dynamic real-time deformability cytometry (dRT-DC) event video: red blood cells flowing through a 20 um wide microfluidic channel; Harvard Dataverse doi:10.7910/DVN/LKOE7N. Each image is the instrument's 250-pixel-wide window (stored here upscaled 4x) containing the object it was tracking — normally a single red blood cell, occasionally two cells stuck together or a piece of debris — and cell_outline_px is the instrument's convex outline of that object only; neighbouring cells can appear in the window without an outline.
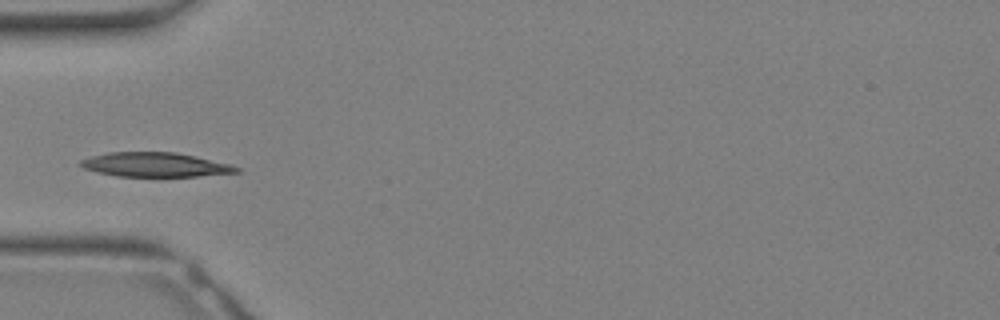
{"species": "Egyptian fruit bat (a non-hibernating species)", "species_latin": "Rousettus aegyptiacus", "temperature_condition": "warm", "stored_images_in_passage": 30, "camera_frame_rate_fps": 3000, "um_per_image_px": 0.085, "animal": {"sex": "female"}, "frame": {"image": 1, "passage_image": 8, "time_ms": 2.333, "image_size_px": [1000, 320], "cell_outline_px": [[240, 172], [196, 176], [116, 176], [96, 172], [84, 168], [80, 164], [80, 160], [92, 156], [108, 152], [176, 152], [232, 164], [240, 168]], "centroid_in_image_um": [13.2, 13.99], "position_along_channel_um": 71.8, "area_um2": 22.02}}
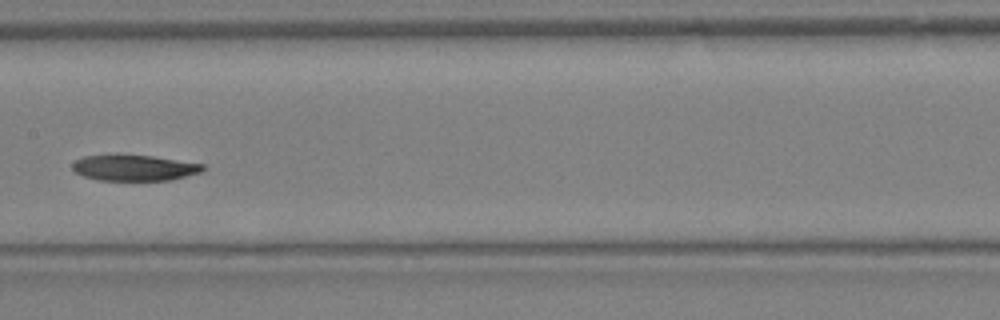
{"frame": {"image": 2, "passage_image": 14, "time_ms": 4.333, "image_size_px": [1000, 320], "cell_outline_px": [[204, 168], [200, 172], [168, 180], [96, 180], [84, 176], [76, 172], [72, 168], [72, 164], [76, 160], [84, 156], [152, 156], [204, 164]], "centroid_in_image_um": [11.4, 14.28], "position_along_channel_um": 196.0, "area_um2": 19.07}}
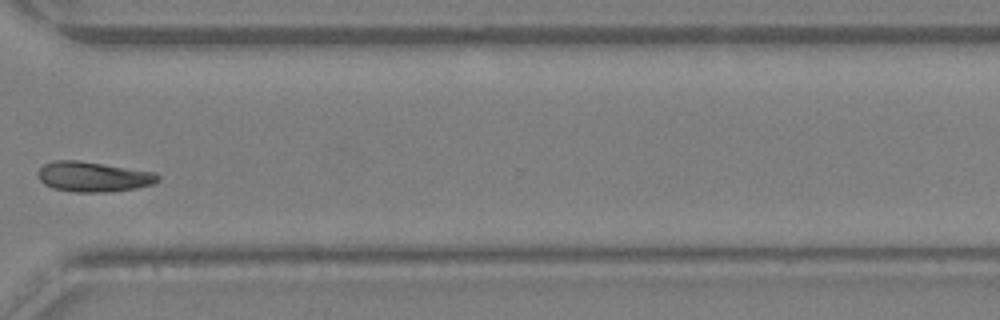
{"frame": {"image": 3, "passage_image": 22, "time_ms": 7.0, "image_size_px": [1000, 320], "cell_outline_px": [[160, 180], [152, 184], [136, 188], [104, 192], [72, 192], [52, 188], [44, 184], [40, 180], [36, 172], [44, 164], [56, 160], [80, 160], [156, 172], [160, 176]], "centroid_in_image_um": [7.92, 15.01], "position_along_channel_um": 362.7, "area_um2": 21.21}}